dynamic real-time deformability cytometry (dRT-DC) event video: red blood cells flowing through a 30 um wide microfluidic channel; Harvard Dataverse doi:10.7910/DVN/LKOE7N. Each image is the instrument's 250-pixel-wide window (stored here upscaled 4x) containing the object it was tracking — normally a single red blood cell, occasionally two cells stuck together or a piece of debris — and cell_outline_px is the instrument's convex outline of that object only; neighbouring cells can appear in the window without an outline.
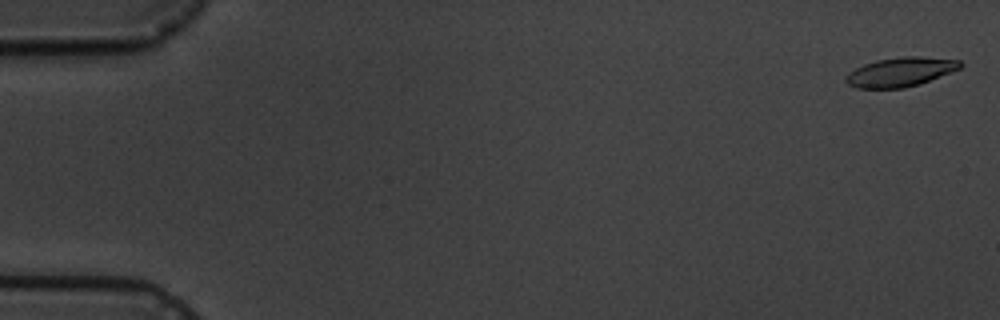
{"species": "common noctule bat (a hibernating species)", "species_latin": "Nyctalus noctula", "temperature_condition": "cold", "stored_images_in_passage": 6, "segment_of_instrument_passage": [1, 2], "camera_frame_rate_fps": 3000, "um_per_image_px": 0.085, "animal": {"sex": "male", "body_mass_g": 19.5, "forearm_length_mm": 54.6}, "frame": {"image": 1, "passage_image": 1, "time_ms": 0.0, "image_size_px": [1000, 320], "cell_outline_px": [[964, 64], [960, 68], [920, 84], [904, 88], [856, 88], [848, 84], [844, 80], [844, 76], [848, 72], [864, 64], [876, 60], [904, 56], [920, 56], [960, 60]], "centroid_in_image_um": [76.52, 6.11], "position_along_channel_um": 8.5, "area_um2": 19.54}}
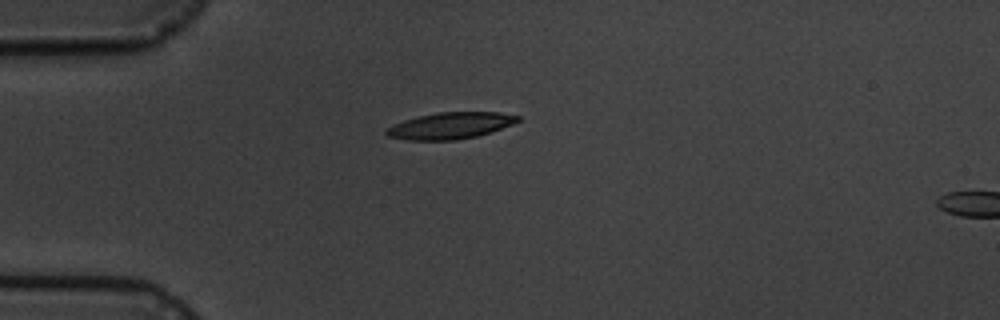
{"frame": {"image": 2, "passage_image": 5, "time_ms": 4.667, "image_size_px": [1000, 320], "cell_outline_px": [[520, 120], [512, 124], [476, 136], [456, 140], [408, 140], [388, 136], [384, 132], [388, 128], [404, 120], [420, 116], [440, 112], [500, 112], [520, 116]], "centroid_in_image_um": [38.29, 10.68], "position_along_channel_um": 46.7, "area_um2": 19.94}}